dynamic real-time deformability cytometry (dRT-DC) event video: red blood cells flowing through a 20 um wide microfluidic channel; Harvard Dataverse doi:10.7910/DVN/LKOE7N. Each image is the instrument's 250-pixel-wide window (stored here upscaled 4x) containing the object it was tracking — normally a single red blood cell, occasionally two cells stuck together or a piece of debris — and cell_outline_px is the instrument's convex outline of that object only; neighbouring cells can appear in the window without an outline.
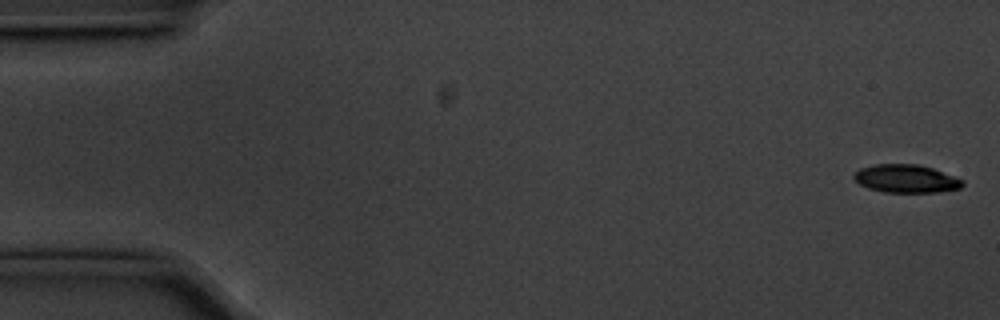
{"species": "common noctule bat (a hibernating species)", "species_latin": "Nyctalus noctula", "temperature_condition": "cold", "stored_images_in_passage": 15, "camera_frame_rate_fps": 3000, "um_per_image_px": 0.085, "animal": {"sex": "male", "body_mass_g": 20.1, "forearm_length_mm": 53.5}, "frame": {"image": 1, "passage_image": 1, "time_ms": 0.0, "image_size_px": [1000, 320], "cell_outline_px": [[964, 184], [960, 188], [936, 192], [884, 192], [868, 188], [860, 184], [852, 176], [860, 168], [876, 164], [916, 164], [932, 168], [964, 180]], "centroid_in_image_um": [77.01, 15.18], "position_along_channel_um": 8.0, "area_um2": 17.63}}
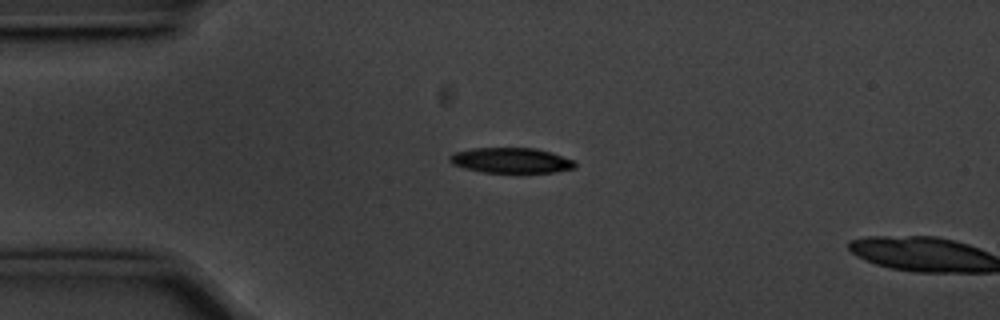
{"frame": {"image": 2, "passage_image": 13, "time_ms": 4.0, "image_size_px": [1000, 320], "cell_outline_px": [[576, 168], [552, 172], [484, 172], [464, 168], [452, 164], [448, 160], [448, 156], [456, 152], [472, 148], [536, 148], [552, 152], [576, 160]], "centroid_in_image_um": [43.47, 13.62], "position_along_channel_um": 41.5, "area_um2": 18.55}}